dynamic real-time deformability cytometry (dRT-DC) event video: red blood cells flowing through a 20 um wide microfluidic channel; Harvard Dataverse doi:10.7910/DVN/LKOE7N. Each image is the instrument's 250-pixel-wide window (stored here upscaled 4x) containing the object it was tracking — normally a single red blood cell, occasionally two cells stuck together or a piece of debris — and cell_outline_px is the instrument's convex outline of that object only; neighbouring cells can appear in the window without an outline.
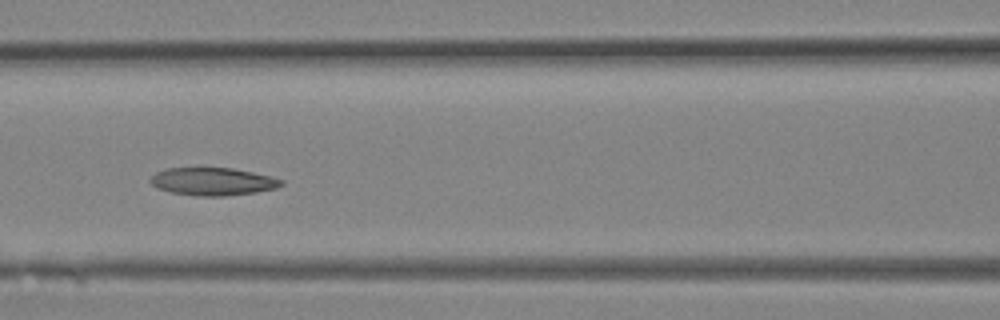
{"species": "Egyptian fruit bat (a non-hibernating species)", "species_latin": "Rousettus aegyptiacus", "temperature_condition": "room temperature", "stored_images_in_passage": 17, "camera_frame_rate_fps": 3000, "um_per_image_px": 0.085, "animal": {"sex": "female"}, "frame": {"image": 1, "passage_image": 12, "time_ms": 3.667, "image_size_px": [1000, 320], "cell_outline_px": [[284, 184], [276, 188], [256, 192], [224, 196], [196, 196], [172, 192], [156, 188], [148, 180], [156, 172], [164, 168], [232, 168], [272, 176], [284, 180]], "centroid_in_image_um": [18.09, 15.43], "position_along_channel_um": 148.5, "area_um2": 21.27}}
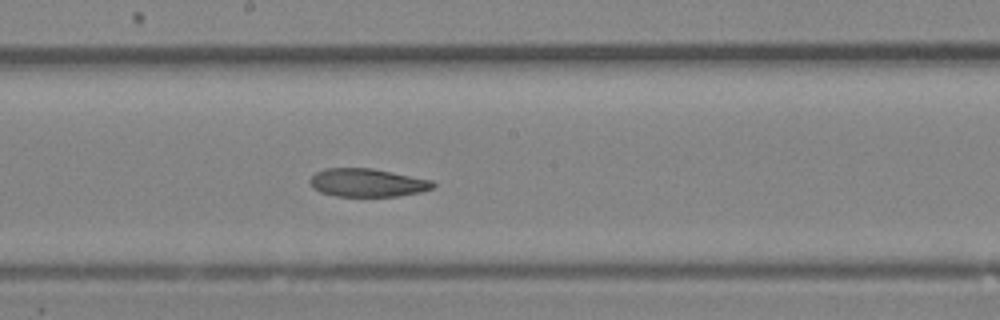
{"frame": {"image": 2, "passage_image": 15, "time_ms": 4.667, "image_size_px": [1000, 320], "cell_outline_px": [[436, 184], [432, 188], [420, 192], [400, 196], [336, 196], [320, 192], [312, 188], [308, 184], [308, 180], [316, 172], [324, 168], [372, 168], [432, 180]], "centroid_in_image_um": [31.18, 15.53], "position_along_channel_um": 217.0, "area_um2": 20.35}}
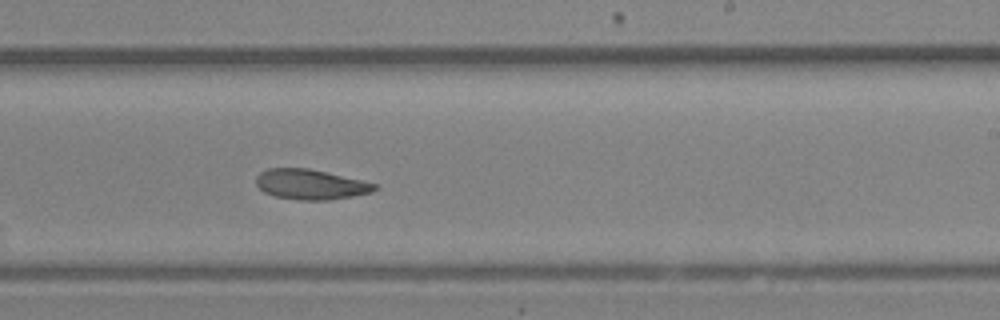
{"frame": {"image": 3, "passage_image": 17, "time_ms": 5.333, "image_size_px": [1000, 320], "cell_outline_px": [[376, 188], [372, 192], [352, 196], [328, 200], [300, 200], [276, 196], [264, 192], [256, 184], [256, 176], [260, 172], [268, 168], [308, 168], [360, 180], [376, 184]], "centroid_in_image_um": [26.36, 15.67], "position_along_channel_um": 262.6, "area_um2": 20.52}}